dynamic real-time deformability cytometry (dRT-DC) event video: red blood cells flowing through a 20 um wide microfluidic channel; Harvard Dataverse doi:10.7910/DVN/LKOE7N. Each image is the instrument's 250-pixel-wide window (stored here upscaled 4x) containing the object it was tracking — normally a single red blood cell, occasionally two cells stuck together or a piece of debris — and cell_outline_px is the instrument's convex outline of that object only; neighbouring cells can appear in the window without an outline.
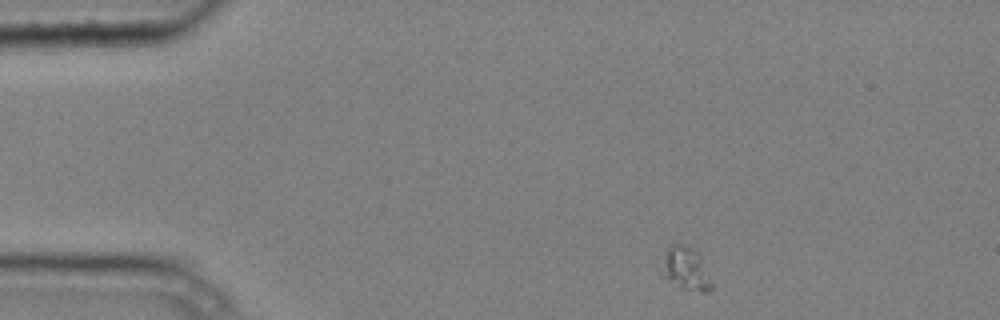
{"species": "common noctule bat (a hibernating species)", "species_latin": "Nyctalus noctula", "temperature_condition": "cold", "stored_images_in_passage": 4, "camera_frame_rate_fps": 3000, "um_per_image_px": 0.085, "animal": {"sex": "male", "body_mass_g": 20.4}, "frame": {"image": 1, "passage_image": 1, "time_ms": 0.0, "image_size_px": [1000, 320], "cell_outline_px": [[716, 284], [708, 292], [704, 292], [680, 288], [664, 276], [660, 272], [664, 252], [672, 244], [688, 244], [700, 252]], "centroid_in_image_um": [58.37, 22.82], "position_along_channel_um": 26.6, "area_um2": 13.29}}
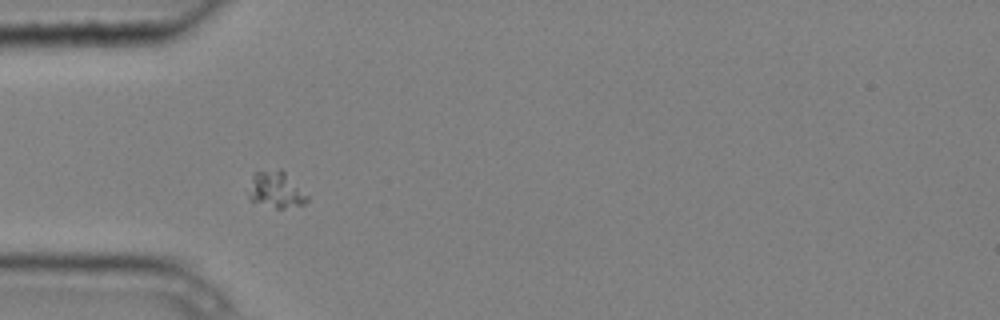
{"frame": {"image": 2, "passage_image": 3, "time_ms": 0.667, "image_size_px": [1000, 320], "cell_outline_px": [[308, 200], [304, 204], [284, 208], [276, 208], [252, 200], [248, 196], [252, 176], [256, 172], [280, 168], [308, 196]], "centroid_in_image_um": [23.46, 16.12], "position_along_channel_um": 61.5, "area_um2": 12.02}}
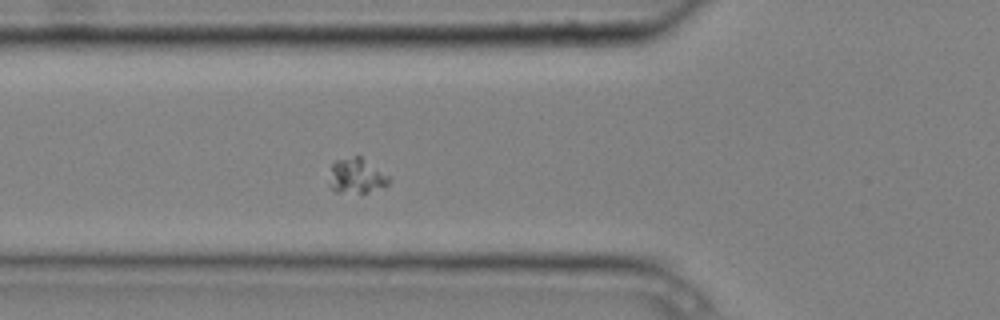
{"frame": {"image": 3, "passage_image": 4, "time_ms": 1.0, "image_size_px": [1000, 320], "cell_outline_px": [[392, 176], [388, 184], [384, 188], [368, 192], [336, 192], [328, 184], [332, 164], [336, 160], [356, 156], [360, 156]], "centroid_in_image_um": [30.35, 14.95], "position_along_channel_um": 95.5, "area_um2": 12.37}}